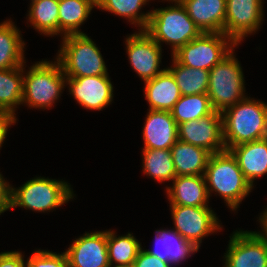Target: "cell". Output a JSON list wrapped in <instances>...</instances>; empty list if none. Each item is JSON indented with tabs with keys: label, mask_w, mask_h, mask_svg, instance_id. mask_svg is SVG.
<instances>
[{
	"label": "cell",
	"mask_w": 267,
	"mask_h": 267,
	"mask_svg": "<svg viewBox=\"0 0 267 267\" xmlns=\"http://www.w3.org/2000/svg\"><path fill=\"white\" fill-rule=\"evenodd\" d=\"M226 150L267 137V103L246 97L222 113Z\"/></svg>",
	"instance_id": "6da1fadb"
},
{
	"label": "cell",
	"mask_w": 267,
	"mask_h": 267,
	"mask_svg": "<svg viewBox=\"0 0 267 267\" xmlns=\"http://www.w3.org/2000/svg\"><path fill=\"white\" fill-rule=\"evenodd\" d=\"M204 177L209 197L219 194L231 211H236L253 190L230 150L210 155Z\"/></svg>",
	"instance_id": "7a4b0ae2"
},
{
	"label": "cell",
	"mask_w": 267,
	"mask_h": 267,
	"mask_svg": "<svg viewBox=\"0 0 267 267\" xmlns=\"http://www.w3.org/2000/svg\"><path fill=\"white\" fill-rule=\"evenodd\" d=\"M55 60L42 59L30 66L27 72L26 64L23 65L22 105L35 109H52L53 104L61 98L66 87V76L60 62Z\"/></svg>",
	"instance_id": "3957f363"
},
{
	"label": "cell",
	"mask_w": 267,
	"mask_h": 267,
	"mask_svg": "<svg viewBox=\"0 0 267 267\" xmlns=\"http://www.w3.org/2000/svg\"><path fill=\"white\" fill-rule=\"evenodd\" d=\"M162 1H168L172 5L152 9L145 31L160 46L162 42L170 45L172 55L180 47L198 37L202 32L189 17L181 2L174 0Z\"/></svg>",
	"instance_id": "277c9868"
},
{
	"label": "cell",
	"mask_w": 267,
	"mask_h": 267,
	"mask_svg": "<svg viewBox=\"0 0 267 267\" xmlns=\"http://www.w3.org/2000/svg\"><path fill=\"white\" fill-rule=\"evenodd\" d=\"M75 196L70 183L48 177H34L19 188L11 187L9 209L16 207L35 212H50Z\"/></svg>",
	"instance_id": "5b68a950"
},
{
	"label": "cell",
	"mask_w": 267,
	"mask_h": 267,
	"mask_svg": "<svg viewBox=\"0 0 267 267\" xmlns=\"http://www.w3.org/2000/svg\"><path fill=\"white\" fill-rule=\"evenodd\" d=\"M56 59L66 77L109 75L96 43L86 34H70L62 38Z\"/></svg>",
	"instance_id": "8992f818"
},
{
	"label": "cell",
	"mask_w": 267,
	"mask_h": 267,
	"mask_svg": "<svg viewBox=\"0 0 267 267\" xmlns=\"http://www.w3.org/2000/svg\"><path fill=\"white\" fill-rule=\"evenodd\" d=\"M233 49L209 71L208 97L214 111L222 113L247 97L244 74Z\"/></svg>",
	"instance_id": "52a82bcc"
},
{
	"label": "cell",
	"mask_w": 267,
	"mask_h": 267,
	"mask_svg": "<svg viewBox=\"0 0 267 267\" xmlns=\"http://www.w3.org/2000/svg\"><path fill=\"white\" fill-rule=\"evenodd\" d=\"M238 45L224 33H204L180 47L171 57L179 64L210 71Z\"/></svg>",
	"instance_id": "ba28073f"
},
{
	"label": "cell",
	"mask_w": 267,
	"mask_h": 267,
	"mask_svg": "<svg viewBox=\"0 0 267 267\" xmlns=\"http://www.w3.org/2000/svg\"><path fill=\"white\" fill-rule=\"evenodd\" d=\"M176 230L185 240L198 249L203 238L222 231L217 214L210 207L169 205Z\"/></svg>",
	"instance_id": "9c48e42d"
},
{
	"label": "cell",
	"mask_w": 267,
	"mask_h": 267,
	"mask_svg": "<svg viewBox=\"0 0 267 267\" xmlns=\"http://www.w3.org/2000/svg\"><path fill=\"white\" fill-rule=\"evenodd\" d=\"M264 0H226L224 34L237 45L263 24Z\"/></svg>",
	"instance_id": "30bf717a"
},
{
	"label": "cell",
	"mask_w": 267,
	"mask_h": 267,
	"mask_svg": "<svg viewBox=\"0 0 267 267\" xmlns=\"http://www.w3.org/2000/svg\"><path fill=\"white\" fill-rule=\"evenodd\" d=\"M229 237L223 267H267V240L257 231L236 230Z\"/></svg>",
	"instance_id": "8fae6325"
},
{
	"label": "cell",
	"mask_w": 267,
	"mask_h": 267,
	"mask_svg": "<svg viewBox=\"0 0 267 267\" xmlns=\"http://www.w3.org/2000/svg\"><path fill=\"white\" fill-rule=\"evenodd\" d=\"M125 42L130 66L144 82L155 78L166 69H160L162 46L145 30L127 35Z\"/></svg>",
	"instance_id": "7c38bea8"
},
{
	"label": "cell",
	"mask_w": 267,
	"mask_h": 267,
	"mask_svg": "<svg viewBox=\"0 0 267 267\" xmlns=\"http://www.w3.org/2000/svg\"><path fill=\"white\" fill-rule=\"evenodd\" d=\"M178 140L202 147L211 154L226 150L223 141L222 114L213 111L198 120L178 124Z\"/></svg>",
	"instance_id": "4fadbf2b"
},
{
	"label": "cell",
	"mask_w": 267,
	"mask_h": 267,
	"mask_svg": "<svg viewBox=\"0 0 267 267\" xmlns=\"http://www.w3.org/2000/svg\"><path fill=\"white\" fill-rule=\"evenodd\" d=\"M109 75L66 77L68 92L84 109L102 111L114 100Z\"/></svg>",
	"instance_id": "5bb4252c"
},
{
	"label": "cell",
	"mask_w": 267,
	"mask_h": 267,
	"mask_svg": "<svg viewBox=\"0 0 267 267\" xmlns=\"http://www.w3.org/2000/svg\"><path fill=\"white\" fill-rule=\"evenodd\" d=\"M69 267H109L107 230L85 232L66 249Z\"/></svg>",
	"instance_id": "9a60e30c"
},
{
	"label": "cell",
	"mask_w": 267,
	"mask_h": 267,
	"mask_svg": "<svg viewBox=\"0 0 267 267\" xmlns=\"http://www.w3.org/2000/svg\"><path fill=\"white\" fill-rule=\"evenodd\" d=\"M147 110L142 132V149L170 150L178 140V124L173 119L171 111Z\"/></svg>",
	"instance_id": "2e32d148"
},
{
	"label": "cell",
	"mask_w": 267,
	"mask_h": 267,
	"mask_svg": "<svg viewBox=\"0 0 267 267\" xmlns=\"http://www.w3.org/2000/svg\"><path fill=\"white\" fill-rule=\"evenodd\" d=\"M172 182L165 190L170 205L209 207L204 175L176 176Z\"/></svg>",
	"instance_id": "e0dca14e"
},
{
	"label": "cell",
	"mask_w": 267,
	"mask_h": 267,
	"mask_svg": "<svg viewBox=\"0 0 267 267\" xmlns=\"http://www.w3.org/2000/svg\"><path fill=\"white\" fill-rule=\"evenodd\" d=\"M187 14L204 33H224L226 0H181Z\"/></svg>",
	"instance_id": "ac0fdd59"
},
{
	"label": "cell",
	"mask_w": 267,
	"mask_h": 267,
	"mask_svg": "<svg viewBox=\"0 0 267 267\" xmlns=\"http://www.w3.org/2000/svg\"><path fill=\"white\" fill-rule=\"evenodd\" d=\"M155 249H146L152 256L173 265H180L199 249L185 240L174 229H160L155 231ZM180 263V264H179Z\"/></svg>",
	"instance_id": "d6986e66"
},
{
	"label": "cell",
	"mask_w": 267,
	"mask_h": 267,
	"mask_svg": "<svg viewBox=\"0 0 267 267\" xmlns=\"http://www.w3.org/2000/svg\"><path fill=\"white\" fill-rule=\"evenodd\" d=\"M245 179L254 188V180L267 175V137L242 143L230 149Z\"/></svg>",
	"instance_id": "ffe728a7"
},
{
	"label": "cell",
	"mask_w": 267,
	"mask_h": 267,
	"mask_svg": "<svg viewBox=\"0 0 267 267\" xmlns=\"http://www.w3.org/2000/svg\"><path fill=\"white\" fill-rule=\"evenodd\" d=\"M144 85L150 110L171 111L182 96L174 76L167 68L155 78L145 81Z\"/></svg>",
	"instance_id": "44dd1931"
},
{
	"label": "cell",
	"mask_w": 267,
	"mask_h": 267,
	"mask_svg": "<svg viewBox=\"0 0 267 267\" xmlns=\"http://www.w3.org/2000/svg\"><path fill=\"white\" fill-rule=\"evenodd\" d=\"M176 176L204 175L211 153L177 140L171 147Z\"/></svg>",
	"instance_id": "7402d4cb"
},
{
	"label": "cell",
	"mask_w": 267,
	"mask_h": 267,
	"mask_svg": "<svg viewBox=\"0 0 267 267\" xmlns=\"http://www.w3.org/2000/svg\"><path fill=\"white\" fill-rule=\"evenodd\" d=\"M21 31L10 19L0 23V70L24 65L26 43Z\"/></svg>",
	"instance_id": "603a6c76"
},
{
	"label": "cell",
	"mask_w": 267,
	"mask_h": 267,
	"mask_svg": "<svg viewBox=\"0 0 267 267\" xmlns=\"http://www.w3.org/2000/svg\"><path fill=\"white\" fill-rule=\"evenodd\" d=\"M97 7L96 0H59V35L84 34L80 26Z\"/></svg>",
	"instance_id": "cb8c5ba5"
},
{
	"label": "cell",
	"mask_w": 267,
	"mask_h": 267,
	"mask_svg": "<svg viewBox=\"0 0 267 267\" xmlns=\"http://www.w3.org/2000/svg\"><path fill=\"white\" fill-rule=\"evenodd\" d=\"M59 0H31L28 19L40 34L48 36L59 35Z\"/></svg>",
	"instance_id": "d4e9b609"
},
{
	"label": "cell",
	"mask_w": 267,
	"mask_h": 267,
	"mask_svg": "<svg viewBox=\"0 0 267 267\" xmlns=\"http://www.w3.org/2000/svg\"><path fill=\"white\" fill-rule=\"evenodd\" d=\"M23 65L0 70V110L16 115L17 106L22 105Z\"/></svg>",
	"instance_id": "484cf974"
},
{
	"label": "cell",
	"mask_w": 267,
	"mask_h": 267,
	"mask_svg": "<svg viewBox=\"0 0 267 267\" xmlns=\"http://www.w3.org/2000/svg\"><path fill=\"white\" fill-rule=\"evenodd\" d=\"M172 66L166 67L174 76L181 95L204 94L208 92L209 71L179 64L173 57Z\"/></svg>",
	"instance_id": "4316f807"
},
{
	"label": "cell",
	"mask_w": 267,
	"mask_h": 267,
	"mask_svg": "<svg viewBox=\"0 0 267 267\" xmlns=\"http://www.w3.org/2000/svg\"><path fill=\"white\" fill-rule=\"evenodd\" d=\"M142 171L158 183L172 181L176 177L171 150L142 149Z\"/></svg>",
	"instance_id": "83f0119b"
},
{
	"label": "cell",
	"mask_w": 267,
	"mask_h": 267,
	"mask_svg": "<svg viewBox=\"0 0 267 267\" xmlns=\"http://www.w3.org/2000/svg\"><path fill=\"white\" fill-rule=\"evenodd\" d=\"M150 0H96L97 9L107 11L126 18L138 30H145L150 20L151 11L146 13L141 9ZM141 11V12H140Z\"/></svg>",
	"instance_id": "f1b7e54d"
},
{
	"label": "cell",
	"mask_w": 267,
	"mask_h": 267,
	"mask_svg": "<svg viewBox=\"0 0 267 267\" xmlns=\"http://www.w3.org/2000/svg\"><path fill=\"white\" fill-rule=\"evenodd\" d=\"M143 246L130 232L118 236L115 231L107 230V250L110 265H131Z\"/></svg>",
	"instance_id": "f546056e"
},
{
	"label": "cell",
	"mask_w": 267,
	"mask_h": 267,
	"mask_svg": "<svg viewBox=\"0 0 267 267\" xmlns=\"http://www.w3.org/2000/svg\"><path fill=\"white\" fill-rule=\"evenodd\" d=\"M214 111L207 93L182 95L174 104L171 114L177 124L198 120Z\"/></svg>",
	"instance_id": "4dcf8cb0"
},
{
	"label": "cell",
	"mask_w": 267,
	"mask_h": 267,
	"mask_svg": "<svg viewBox=\"0 0 267 267\" xmlns=\"http://www.w3.org/2000/svg\"><path fill=\"white\" fill-rule=\"evenodd\" d=\"M26 261V267H69L65 252L56 253L50 250H35Z\"/></svg>",
	"instance_id": "1f68e13d"
},
{
	"label": "cell",
	"mask_w": 267,
	"mask_h": 267,
	"mask_svg": "<svg viewBox=\"0 0 267 267\" xmlns=\"http://www.w3.org/2000/svg\"><path fill=\"white\" fill-rule=\"evenodd\" d=\"M133 267H173L169 262L162 261L156 256L150 255L142 247L133 262Z\"/></svg>",
	"instance_id": "d6a6232c"
},
{
	"label": "cell",
	"mask_w": 267,
	"mask_h": 267,
	"mask_svg": "<svg viewBox=\"0 0 267 267\" xmlns=\"http://www.w3.org/2000/svg\"><path fill=\"white\" fill-rule=\"evenodd\" d=\"M0 267H26L24 254L19 251L1 252Z\"/></svg>",
	"instance_id": "836d02e7"
},
{
	"label": "cell",
	"mask_w": 267,
	"mask_h": 267,
	"mask_svg": "<svg viewBox=\"0 0 267 267\" xmlns=\"http://www.w3.org/2000/svg\"><path fill=\"white\" fill-rule=\"evenodd\" d=\"M17 117L11 112L0 110V149L3 146V143L8 135L9 127L16 124Z\"/></svg>",
	"instance_id": "e575fe53"
},
{
	"label": "cell",
	"mask_w": 267,
	"mask_h": 267,
	"mask_svg": "<svg viewBox=\"0 0 267 267\" xmlns=\"http://www.w3.org/2000/svg\"><path fill=\"white\" fill-rule=\"evenodd\" d=\"M11 187L0 172V215L9 210Z\"/></svg>",
	"instance_id": "d590c367"
},
{
	"label": "cell",
	"mask_w": 267,
	"mask_h": 267,
	"mask_svg": "<svg viewBox=\"0 0 267 267\" xmlns=\"http://www.w3.org/2000/svg\"><path fill=\"white\" fill-rule=\"evenodd\" d=\"M261 230L257 231L265 240H267V207L260 214L259 219Z\"/></svg>",
	"instance_id": "8d00e7d4"
},
{
	"label": "cell",
	"mask_w": 267,
	"mask_h": 267,
	"mask_svg": "<svg viewBox=\"0 0 267 267\" xmlns=\"http://www.w3.org/2000/svg\"><path fill=\"white\" fill-rule=\"evenodd\" d=\"M109 267H133V264H131V265H110Z\"/></svg>",
	"instance_id": "74e56055"
}]
</instances>
